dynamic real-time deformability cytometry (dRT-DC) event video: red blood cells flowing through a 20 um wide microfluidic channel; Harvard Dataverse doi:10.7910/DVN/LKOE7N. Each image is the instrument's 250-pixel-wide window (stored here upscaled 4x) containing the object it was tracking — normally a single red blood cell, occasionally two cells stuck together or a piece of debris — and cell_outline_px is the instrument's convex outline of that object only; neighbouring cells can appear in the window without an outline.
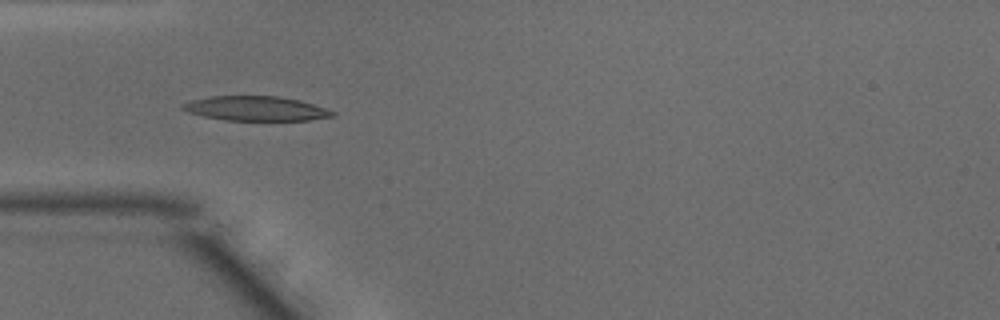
{"species": "common noctule bat (a hibernating species)", "species_latin": "Nyctalus noctula", "temperature_condition": "warm", "stored_images_in_passage": 3, "camera_frame_rate_fps": 3000, "um_per_image_px": 0.085, "animal": {"sex": "male", "body_mass_g": 15.6}, "frame": {"image": 1, "passage_image": 1, "time_ms": 0.0, "image_size_px": [1000, 320], "cell_outline_px": [[336, 116], [308, 120], [224, 120], [204, 116], [188, 112], [180, 108], [180, 104], [192, 100], [212, 96], [280, 96], [300, 100], [336, 112]], "centroid_in_image_um": [21.74, 9.22], "position_along_channel_um": 63.3, "area_um2": 21.39}}